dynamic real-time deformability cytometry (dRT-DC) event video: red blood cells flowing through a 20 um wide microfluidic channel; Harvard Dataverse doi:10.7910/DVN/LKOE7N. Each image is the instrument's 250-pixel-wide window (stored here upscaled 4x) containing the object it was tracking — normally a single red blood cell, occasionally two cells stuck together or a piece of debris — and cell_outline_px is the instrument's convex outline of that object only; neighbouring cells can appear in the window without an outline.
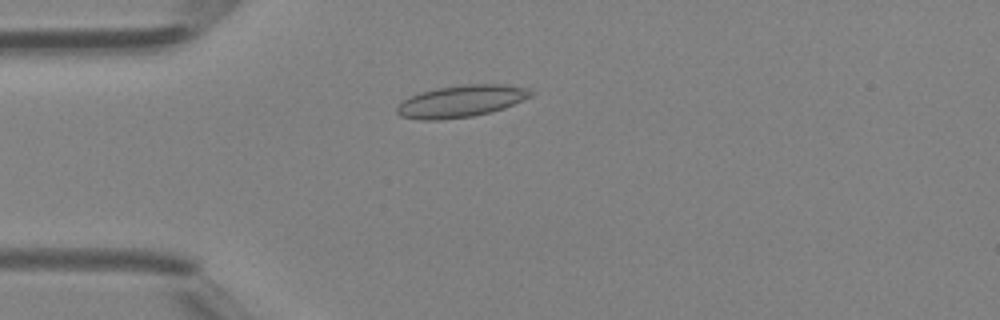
{"species": "Egyptian fruit bat (a non-hibernating species)", "species_latin": "Rousettus aegyptiacus", "temperature_condition": "room temperature", "stored_images_in_passage": 32, "camera_frame_rate_fps": 3000, "um_per_image_px": 0.085, "animal": {"sex": "female"}, "frame": {"image": 1, "passage_image": 6, "time_ms": 1.667, "image_size_px": [1000, 320], "cell_outline_px": [[536, 92], [532, 96], [524, 100], [504, 108], [492, 112], [472, 116], [436, 120], [420, 120], [400, 116], [396, 112], [396, 108], [404, 100], [420, 92], [436, 88], [464, 84], [504, 84], [528, 88]], "centroid_in_image_um": [39.24, 8.6], "position_along_channel_um": 45.8, "area_um2": 25.03}}
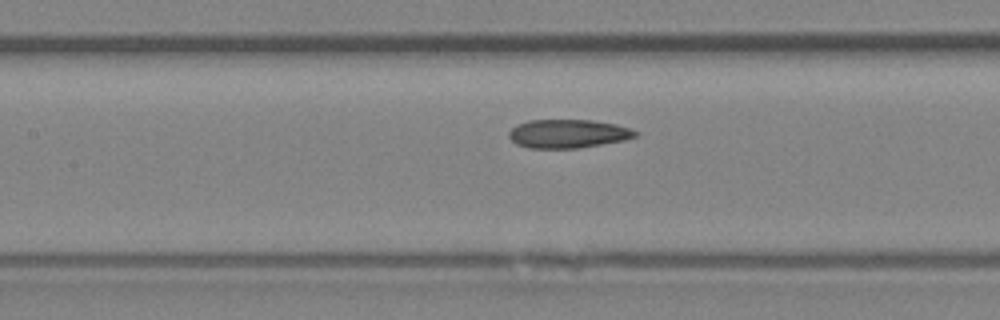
{"frame": {"image": 2, "passage_image": 15, "time_ms": 4.667, "image_size_px": [1000, 320], "cell_outline_px": [[640, 136], [624, 140], [580, 148], [528, 148], [516, 144], [508, 136], [508, 132], [516, 124], [528, 120], [592, 120], [616, 124], [632, 128], [640, 132]], "centroid_in_image_um": [48.32, 11.36], "position_along_channel_um": 159.1, "area_um2": 21.39}}
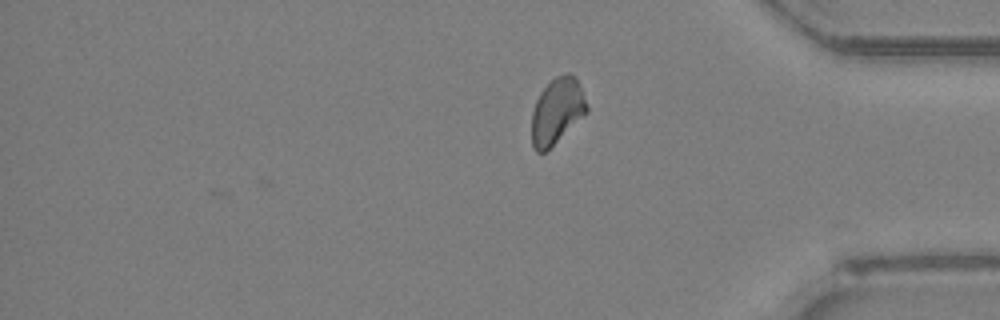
{"frame": {"image": 3, "passage_image": 32, "time_ms": 10.333, "image_size_px": [1000, 320], "cell_outline_px": [[588, 112], [544, 152], [536, 152], [532, 148], [532, 112], [536, 100], [540, 92], [556, 76], [568, 72], [572, 72], [576, 76], [588, 104]], "centroid_in_image_um": [47.36, 9.4], "position_along_channel_um": 387.8, "area_um2": 21.1}, "authors_computed_cell_mechanics": {"area_um2": 21.4149, "velocity_mm_per_s": 4.3428, "shape_relaxation_time_tau1_ms": null, "shape_relaxation_time_tau2_ms": 2.1403, "deformation_change_tau1": null, "deformation_change_tau2": 0.074}}